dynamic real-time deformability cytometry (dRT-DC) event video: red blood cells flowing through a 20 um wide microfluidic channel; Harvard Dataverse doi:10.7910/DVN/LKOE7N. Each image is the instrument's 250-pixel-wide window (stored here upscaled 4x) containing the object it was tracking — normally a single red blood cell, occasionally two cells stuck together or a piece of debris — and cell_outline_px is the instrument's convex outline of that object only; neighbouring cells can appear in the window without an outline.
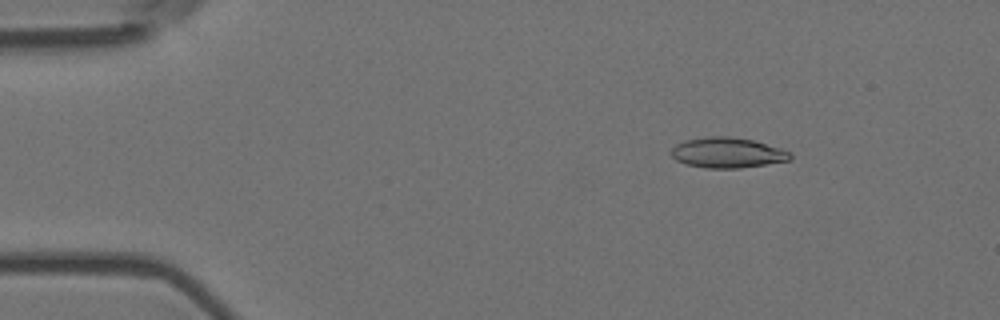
{"species": "Egyptian fruit bat (a non-hibernating species)", "species_latin": "Rousettus aegyptiacus", "temperature_condition": "room temperature", "stored_images_in_passage": 54, "camera_frame_rate_fps": 3000, "um_per_image_px": 0.085, "animal": {"sex": "female"}, "frame": {"image": 1, "passage_image": 7, "time_ms": 2.0, "image_size_px": [1000, 320], "cell_outline_px": [[792, 156], [788, 160], [740, 168], [708, 168], [688, 164], [676, 160], [672, 156], [672, 148], [676, 144], [684, 140], [708, 136], [728, 136], [752, 140], [780, 148], [792, 152]], "centroid_in_image_um": [61.82, 12.97], "position_along_channel_um": 23.2, "area_um2": 20.81}}
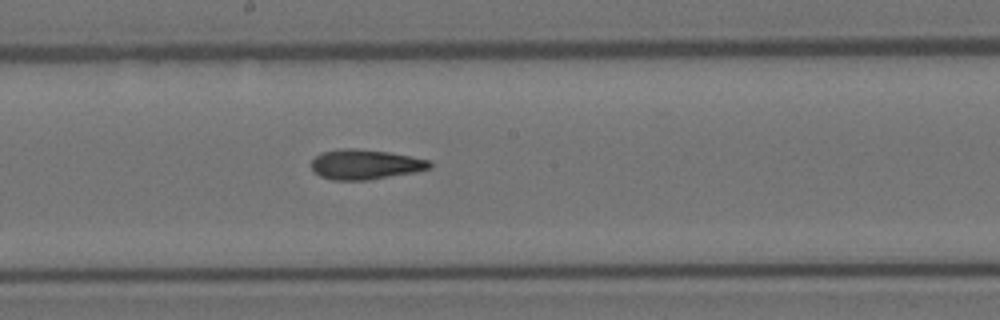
{"frame": {"image": 2, "passage_image": 29, "time_ms": 9.333, "image_size_px": [1000, 320], "cell_outline_px": [[432, 168], [416, 172], [368, 180], [332, 180], [320, 176], [312, 168], [312, 160], [320, 152], [340, 148], [352, 148], [388, 152], [432, 160]], "centroid_in_image_um": [31.07, 13.97], "position_along_channel_um": 217.1, "area_um2": 20.75}}
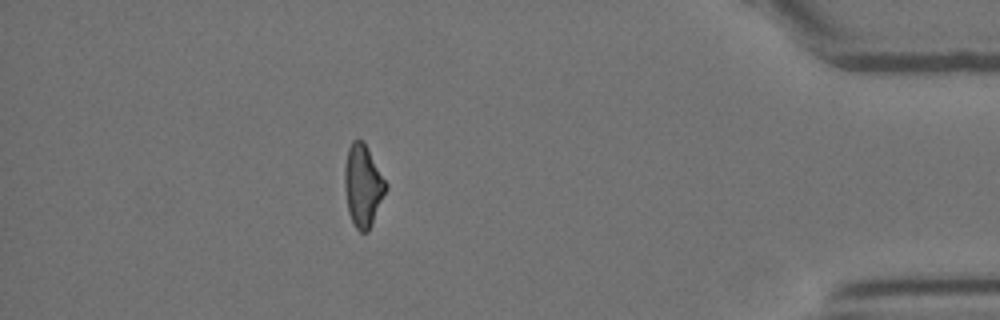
{"frame": {"image": 3, "passage_image": 48, "time_ms": 15.667, "image_size_px": [1000, 320], "cell_outline_px": [[388, 188], [372, 224], [368, 232], [360, 232], [356, 228], [348, 212], [344, 188], [344, 168], [348, 148], [352, 140], [364, 140], [388, 184]], "centroid_in_image_um": [30.86, 15.76], "position_along_channel_um": 404.3, "area_um2": 20.0}, "authors_computed_cell_mechanics": {"area_um2": 20.3456, "velocity_mm_per_s": 3.6752, "shape_relaxation_time_tau1_ms": null, "shape_relaxation_time_tau2_ms": 4.1583, "deformation_change_tau1": null, "deformation_change_tau2": 0.1311}}